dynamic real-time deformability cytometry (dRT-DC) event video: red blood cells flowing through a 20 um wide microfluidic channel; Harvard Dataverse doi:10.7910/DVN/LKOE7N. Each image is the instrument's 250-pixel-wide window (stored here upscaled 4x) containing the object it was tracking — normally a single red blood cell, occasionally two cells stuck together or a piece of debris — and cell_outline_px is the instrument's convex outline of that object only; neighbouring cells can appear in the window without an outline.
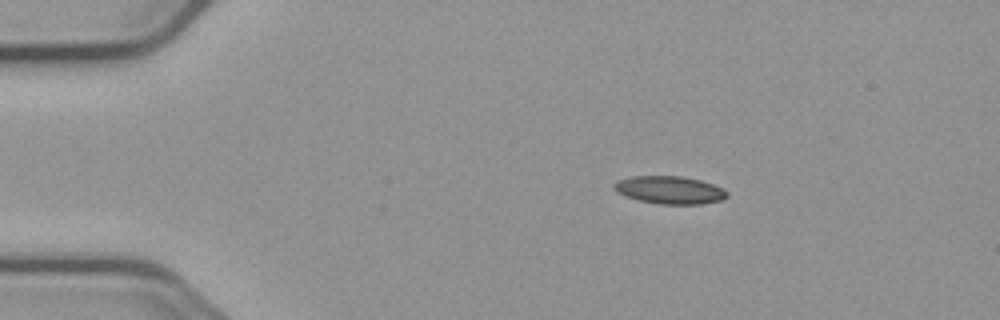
{"species": "common noctule bat (a hibernating species)", "species_latin": "Nyctalus noctula", "temperature_condition": "cold", "stored_images_in_passage": 3, "segment_of_instrument_passage": [1, 2], "camera_frame_rate_fps": 3000, "um_per_image_px": 0.085, "animal": {"sex": "male", "body_mass_g": 23.1, "forearm_length_mm": 52.7}, "frame": {"image": 1, "passage_image": 1, "time_ms": 0.0, "image_size_px": [1000, 320], "cell_outline_px": [[728, 196], [724, 200], [700, 204], [660, 204], [640, 200], [616, 192], [612, 188], [612, 184], [616, 180], [632, 176], [680, 176], [700, 180], [724, 188], [728, 192]], "centroid_in_image_um": [56.93, 16.14], "position_along_channel_um": 28.1, "area_um2": 18.38}}